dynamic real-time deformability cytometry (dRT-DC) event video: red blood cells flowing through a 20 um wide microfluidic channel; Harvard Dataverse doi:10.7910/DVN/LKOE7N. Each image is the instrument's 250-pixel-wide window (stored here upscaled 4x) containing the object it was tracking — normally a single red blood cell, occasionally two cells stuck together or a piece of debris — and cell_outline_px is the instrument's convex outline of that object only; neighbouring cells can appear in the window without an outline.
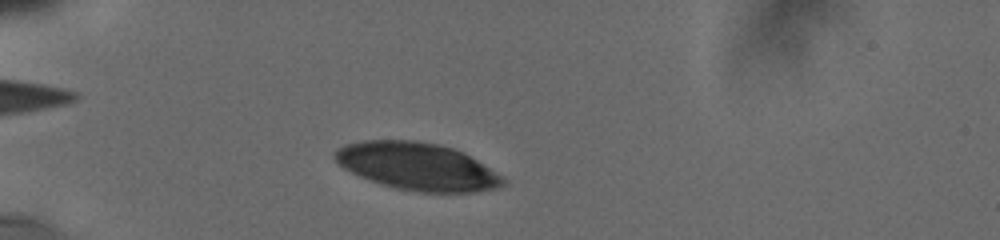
{"species": "human", "species_latin": "Homo sapiens", "temperature_condition": "cold", "stored_images_in_passage": 15, "camera_frame_rate_fps": 3000, "um_per_image_px": 0.085, "donor": {"sex": "male"}, "frame": {"image": 1, "passage_image": 3, "time_ms": 1.333, "image_size_px": [1000, 240], "cell_outline_px": [[508, 184], [500, 188], [476, 192], [416, 192], [396, 188], [380, 184], [368, 180], [344, 168], [332, 156], [332, 152], [336, 148], [344, 144], [364, 140], [416, 140], [436, 144], [452, 148], [464, 152], [504, 176]], "centroid_in_image_um": [35.49, 14.15], "position_along_channel_um": 49.5, "area_um2": 46.99}}
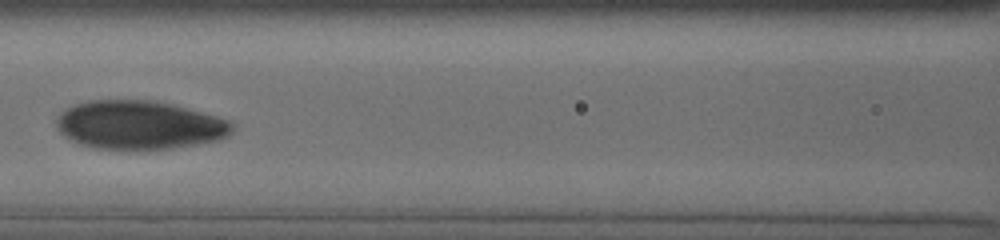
{"frame": {"image": 2, "passage_image": 12, "time_ms": 5.0, "image_size_px": [1000, 240], "cell_outline_px": [[236, 124], [232, 132], [228, 136], [220, 140], [172, 148], [92, 148], [80, 144], [64, 136], [60, 132], [56, 124], [56, 120], [60, 112], [64, 108], [88, 100], [152, 100], [172, 104], [232, 120]], "centroid_in_image_um": [11.87, 10.61], "position_along_channel_um": 154.7, "area_um2": 49.82}}
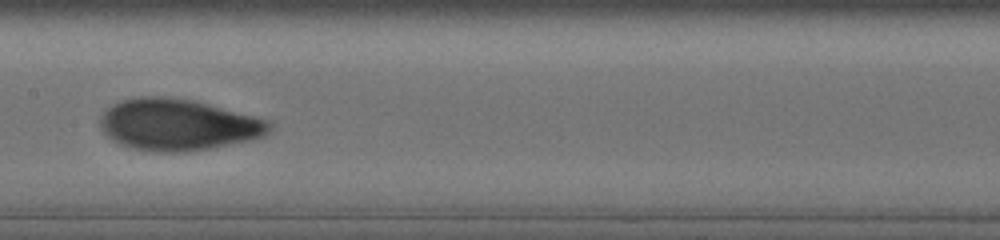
{"frame": {"image": 3, "passage_image": 14, "time_ms": 6.0, "image_size_px": [1000, 240], "cell_outline_px": [[272, 128], [264, 136], [248, 140], [212, 148], [188, 152], [156, 152], [132, 148], [120, 144], [112, 140], [100, 128], [100, 116], [112, 104], [120, 100], [140, 96], [164, 96], [192, 100], [268, 120], [272, 124]], "centroid_in_image_um": [15.09, 10.6], "position_along_channel_um": 192.3, "area_um2": 50.69}}